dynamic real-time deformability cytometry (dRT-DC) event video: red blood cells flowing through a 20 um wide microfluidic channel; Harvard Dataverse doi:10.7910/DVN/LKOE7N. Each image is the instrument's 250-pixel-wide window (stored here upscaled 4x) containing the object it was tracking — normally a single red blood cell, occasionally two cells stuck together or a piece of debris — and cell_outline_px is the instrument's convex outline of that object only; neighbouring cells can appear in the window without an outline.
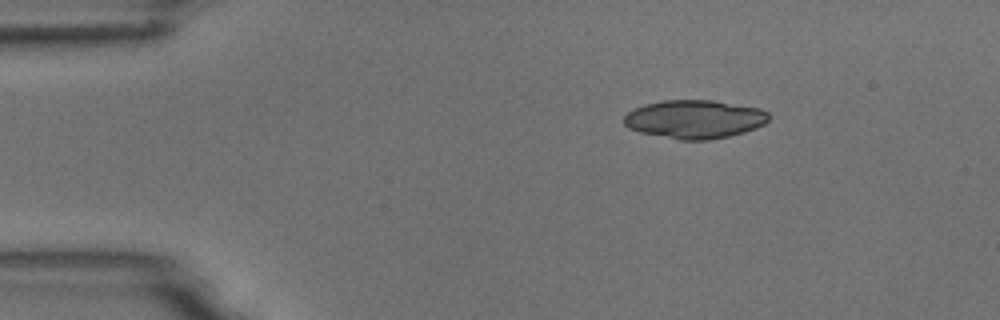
{"species": "common noctule bat (a hibernating species)", "species_latin": "Nyctalus noctula", "temperature_condition": "room temperature", "stored_images_in_passage": 3, "camera_frame_rate_fps": 3000, "um_per_image_px": 0.085, "animal": {"sex": "male", "body_mass_g": 18.8}, "frame": {"image": 1, "passage_image": 1, "time_ms": 0.0, "image_size_px": [1000, 320], "cell_outline_px": [[768, 120], [764, 124], [756, 128], [744, 132], [728, 136], [708, 140], [680, 140], [640, 132], [628, 128], [624, 124], [624, 116], [628, 112], [644, 104], [664, 100], [712, 100], [760, 108], [768, 112]], "centroid_in_image_um": [59.04, 10.13], "position_along_channel_um": 26.0, "area_um2": 32.43}}